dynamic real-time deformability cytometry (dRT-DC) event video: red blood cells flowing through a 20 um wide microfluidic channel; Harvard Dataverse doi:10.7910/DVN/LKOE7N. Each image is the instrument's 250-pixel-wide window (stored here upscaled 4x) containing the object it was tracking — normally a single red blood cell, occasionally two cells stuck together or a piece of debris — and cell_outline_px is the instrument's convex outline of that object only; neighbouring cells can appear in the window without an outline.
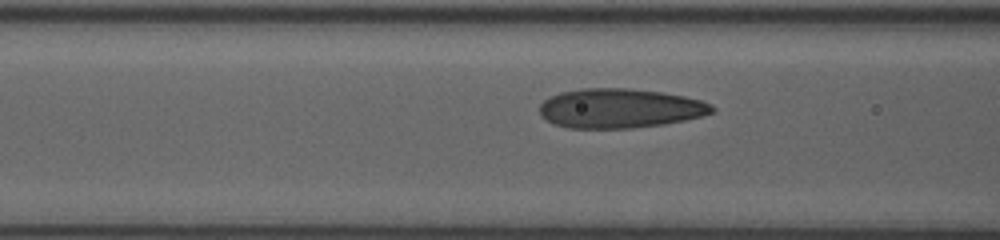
{"species": "human", "species_latin": "Homo sapiens", "temperature_condition": "room temperature", "stored_images_in_passage": 13, "camera_frame_rate_fps": 3000, "um_per_image_px": 0.085, "donor": {"sex": "female"}, "frame": {"image": 1, "passage_image": 11, "time_ms": 3.333, "image_size_px": [1000, 240], "cell_outline_px": [[716, 112], [684, 120], [664, 124], [632, 128], [568, 128], [556, 124], [540, 116], [540, 104], [544, 100], [560, 92], [580, 88], [628, 88], [660, 92], [684, 96], [700, 100], [712, 104], [716, 108]], "centroid_in_image_um": [52.7, 9.2], "position_along_channel_um": 113.9, "area_um2": 39.65}}